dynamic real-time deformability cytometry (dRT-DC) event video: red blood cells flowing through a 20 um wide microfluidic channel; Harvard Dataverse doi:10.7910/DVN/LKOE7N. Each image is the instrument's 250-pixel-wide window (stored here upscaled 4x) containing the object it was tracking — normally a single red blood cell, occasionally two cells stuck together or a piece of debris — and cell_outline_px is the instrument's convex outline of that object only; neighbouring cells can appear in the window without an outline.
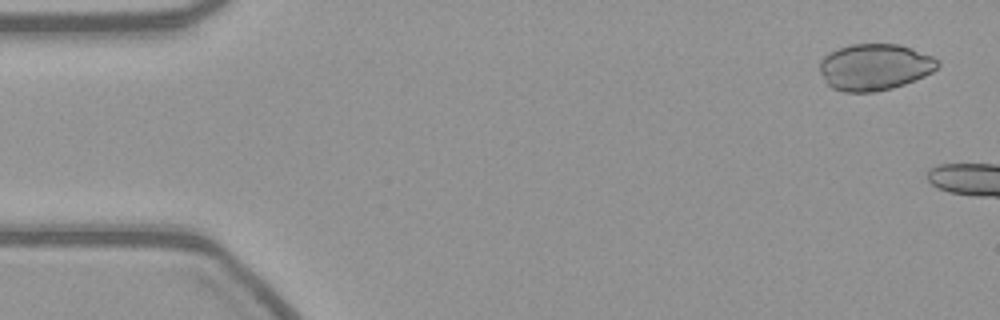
{"species": "common noctule bat (a hibernating species)", "species_latin": "Nyctalus noctula", "temperature_condition": "warm", "stored_images_in_passage": 7, "camera_frame_rate_fps": 3000, "um_per_image_px": 0.085, "animal": {"sex": "female", "body_mass_g": 21.9}, "frame": {"image": 1, "passage_image": 2, "time_ms": 0.333, "image_size_px": [1000, 320], "cell_outline_px": [[940, 64], [932, 72], [924, 76], [904, 84], [892, 88], [876, 92], [844, 92], [832, 88], [824, 80], [820, 72], [820, 60], [824, 56], [840, 48], [852, 44], [900, 44], [912, 48], [932, 56], [940, 60]], "centroid_in_image_um": [74.36, 5.7], "position_along_channel_um": 10.6, "area_um2": 31.96}}